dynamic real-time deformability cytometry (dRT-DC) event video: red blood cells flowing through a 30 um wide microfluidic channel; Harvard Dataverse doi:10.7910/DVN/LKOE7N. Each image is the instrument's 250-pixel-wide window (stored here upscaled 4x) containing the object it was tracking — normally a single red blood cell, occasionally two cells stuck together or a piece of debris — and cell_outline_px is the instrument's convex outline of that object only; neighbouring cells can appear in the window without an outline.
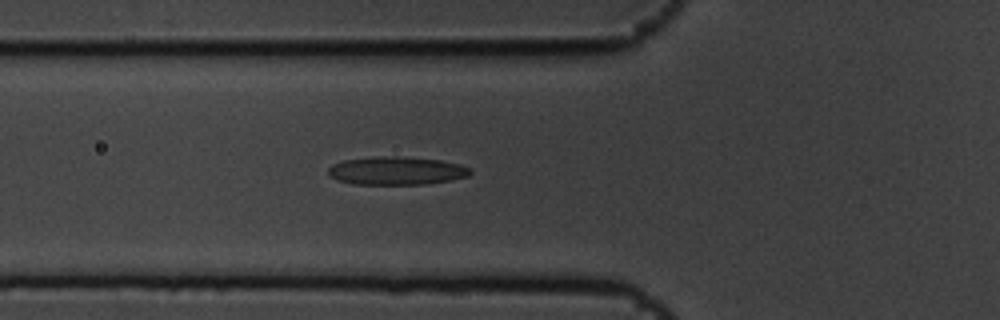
{"species": "common noctule bat (a hibernating species)", "species_latin": "Nyctalus noctula", "temperature_condition": "cold", "stored_images_in_passage": 5, "camera_frame_rate_fps": 3000, "um_per_image_px": 0.085, "animal": {"sex": "male", "body_mass_g": 19.5, "forearm_length_mm": 54.6}, "frame": {"image": 1, "passage_image": 5, "time_ms": 1.333, "image_size_px": [1000, 320], "cell_outline_px": [[472, 172], [468, 176], [452, 180], [428, 184], [352, 184], [336, 180], [328, 176], [328, 168], [332, 164], [344, 160], [380, 156], [396, 156], [440, 160], [460, 164], [468, 168]], "centroid_in_image_um": [33.67, 14.52], "position_along_channel_um": 92.1, "area_um2": 23.41}}